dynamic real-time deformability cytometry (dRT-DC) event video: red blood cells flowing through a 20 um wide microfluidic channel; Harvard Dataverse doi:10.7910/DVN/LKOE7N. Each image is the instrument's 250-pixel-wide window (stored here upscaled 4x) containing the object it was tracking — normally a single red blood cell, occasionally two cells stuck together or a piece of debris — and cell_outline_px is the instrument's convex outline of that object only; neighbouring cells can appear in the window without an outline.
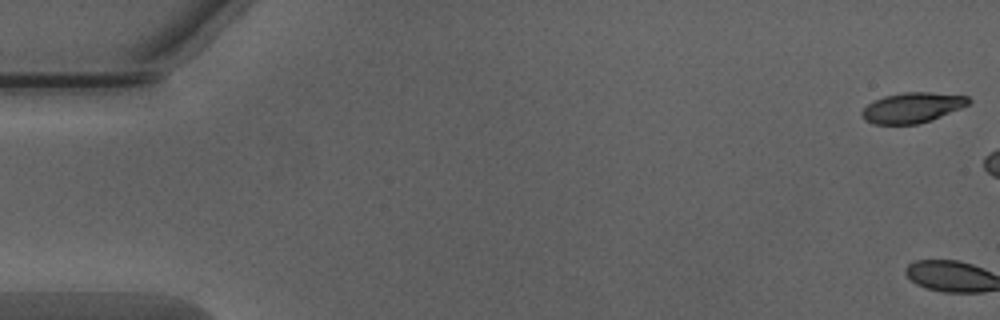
{"species": "Egyptian fruit bat (a non-hibernating species)", "species_latin": "Rousettus aegyptiacus", "temperature_condition": "warm", "stored_images_in_passage": 3, "camera_frame_rate_fps": 3000, "um_per_image_px": 0.085, "animal": {"sex": "male"}, "frame": {"image": 1, "passage_image": 1, "time_ms": 0.0, "image_size_px": [1000, 320], "cell_outline_px": [[972, 100], [968, 104], [960, 108], [932, 120], [920, 124], [872, 124], [864, 120], [860, 116], [860, 112], [868, 104], [884, 96], [904, 92], [928, 92], [968, 96]], "centroid_in_image_um": [77.52, 9.16], "position_along_channel_um": 7.5, "area_um2": 18.84}}